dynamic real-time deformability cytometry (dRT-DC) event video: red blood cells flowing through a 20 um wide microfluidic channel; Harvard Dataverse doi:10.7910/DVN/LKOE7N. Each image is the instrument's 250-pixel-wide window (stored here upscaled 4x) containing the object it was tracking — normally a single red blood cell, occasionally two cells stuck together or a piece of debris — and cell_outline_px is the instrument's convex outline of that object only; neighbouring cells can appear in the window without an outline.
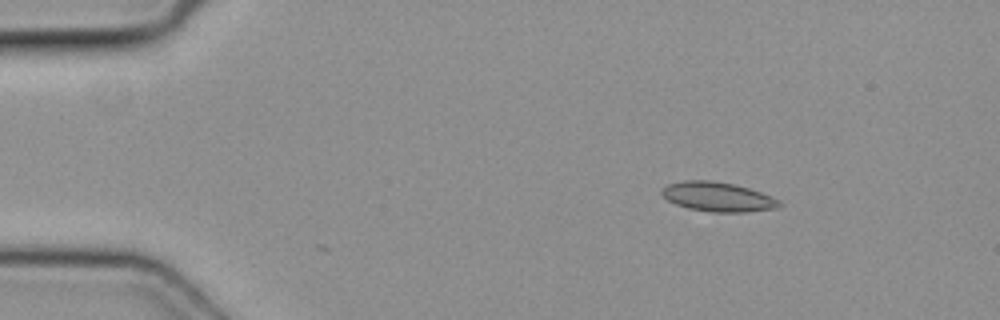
{"species": "common noctule bat (a hibernating species)", "species_latin": "Nyctalus noctula", "temperature_condition": "cold", "stored_images_in_passage": 4, "camera_frame_rate_fps": 3000, "um_per_image_px": 0.085, "animal": {"sex": "female", "body_mass_g": 19.3, "forearm_length_mm": 54.1}, "frame": {"image": 1, "passage_image": 4, "time_ms": 1.0, "image_size_px": [1000, 320], "cell_outline_px": [[780, 204], [776, 208], [744, 212], [712, 212], [688, 208], [676, 204], [668, 200], [660, 192], [668, 184], [684, 180], [712, 180], [732, 184], [748, 188], [760, 192], [780, 200]], "centroid_in_image_um": [60.99, 16.72], "position_along_channel_um": 24.0, "area_um2": 19.88}}